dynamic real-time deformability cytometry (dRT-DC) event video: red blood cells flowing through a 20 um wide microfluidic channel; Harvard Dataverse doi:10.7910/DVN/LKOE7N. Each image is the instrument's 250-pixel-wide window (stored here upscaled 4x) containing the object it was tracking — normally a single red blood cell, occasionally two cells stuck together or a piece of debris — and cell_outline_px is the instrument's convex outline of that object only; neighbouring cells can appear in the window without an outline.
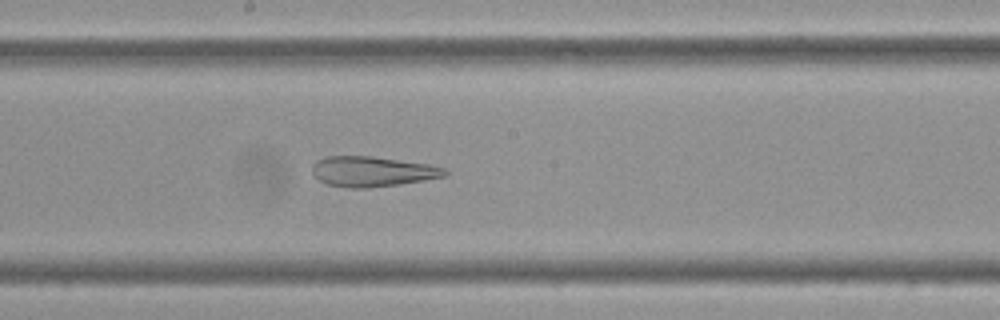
{"species": "Egyptian fruit bat (a non-hibernating species)", "species_latin": "Rousettus aegyptiacus", "temperature_condition": "cold", "stored_images_in_passage": 54, "camera_frame_rate_fps": 3000, "um_per_image_px": 0.085, "frame": {"image": 1, "passage_image": 27, "time_ms": 8.667, "image_size_px": [1000, 320], "cell_outline_px": [[448, 176], [400, 184], [364, 188], [352, 188], [328, 184], [320, 180], [312, 172], [312, 168], [316, 160], [328, 156], [372, 156], [428, 164], [444, 168], [448, 172]], "centroid_in_image_um": [31.67, 14.57], "position_along_channel_um": 216.5, "area_um2": 23.18}}
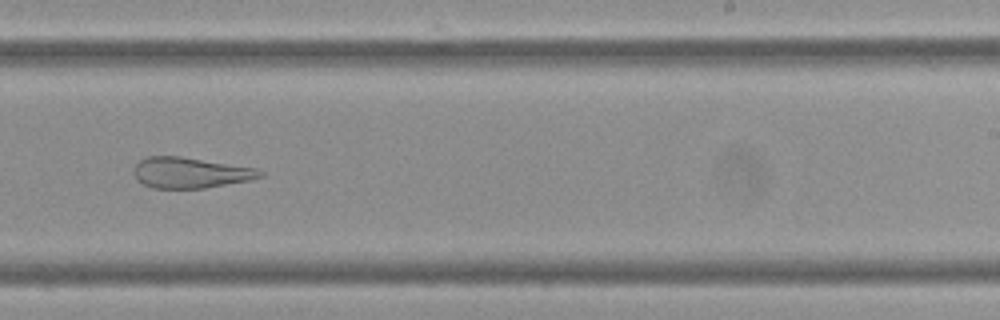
{"frame": {"image": 2, "passage_image": 32, "time_ms": 10.333, "image_size_px": [1000, 320], "cell_outline_px": [[264, 176], [248, 180], [204, 188], [152, 188], [136, 180], [136, 164], [140, 160], [148, 156], [180, 156], [256, 168], [264, 172]], "centroid_in_image_um": [16.19, 14.68], "position_along_channel_um": 272.8, "area_um2": 22.31}}
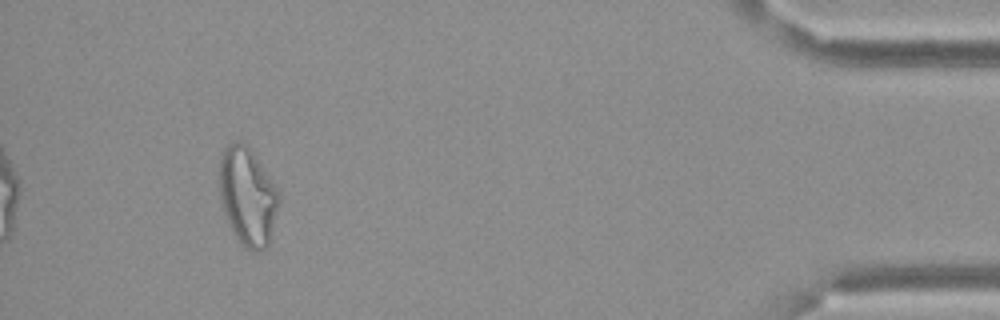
{"frame": {"image": 3, "passage_image": 50, "time_ms": 16.333, "image_size_px": [1000, 320], "cell_outline_px": [[280, 200], [268, 244], [264, 248], [256, 252], [252, 252], [240, 244], [228, 224], [224, 212], [220, 196], [220, 160], [224, 148], [228, 144], [236, 140], [244, 144], [248, 148], [280, 188]], "centroid_in_image_um": [21.06, 16.71], "position_along_channel_um": 414.1, "area_um2": 33.93}}